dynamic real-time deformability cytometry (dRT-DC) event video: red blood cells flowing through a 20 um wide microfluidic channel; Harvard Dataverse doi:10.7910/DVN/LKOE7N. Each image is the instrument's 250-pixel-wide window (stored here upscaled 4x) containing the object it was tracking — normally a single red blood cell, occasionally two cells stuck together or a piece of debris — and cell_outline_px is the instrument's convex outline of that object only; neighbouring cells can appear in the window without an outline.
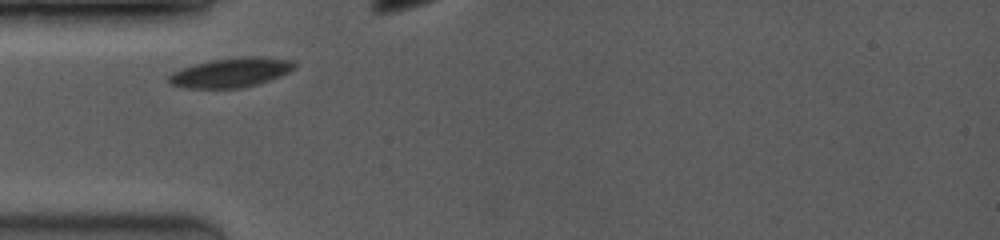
{"species": "common noctule bat (a hibernating species)", "species_latin": "Nyctalus noctula", "temperature_condition": "room temperature", "stored_images_in_passage": 3, "camera_frame_rate_fps": 3500, "um_per_image_px": 0.085, "animal": {"sex": "female", "body_mass_g": 19.0, "forearm_length_mm": 53.3}, "frame": {"image": 1, "passage_image": 1, "time_ms": 0.0, "image_size_px": [1000, 240], "cell_outline_px": [[296, 68], [288, 72], [268, 80], [256, 84], [240, 88], [184, 88], [172, 84], [168, 80], [168, 76], [172, 72], [196, 64], [212, 60], [236, 56], [260, 56], [292, 60], [296, 64]], "centroid_in_image_um": [19.65, 6.15], "position_along_channel_um": 65.4, "area_um2": 21.44}}